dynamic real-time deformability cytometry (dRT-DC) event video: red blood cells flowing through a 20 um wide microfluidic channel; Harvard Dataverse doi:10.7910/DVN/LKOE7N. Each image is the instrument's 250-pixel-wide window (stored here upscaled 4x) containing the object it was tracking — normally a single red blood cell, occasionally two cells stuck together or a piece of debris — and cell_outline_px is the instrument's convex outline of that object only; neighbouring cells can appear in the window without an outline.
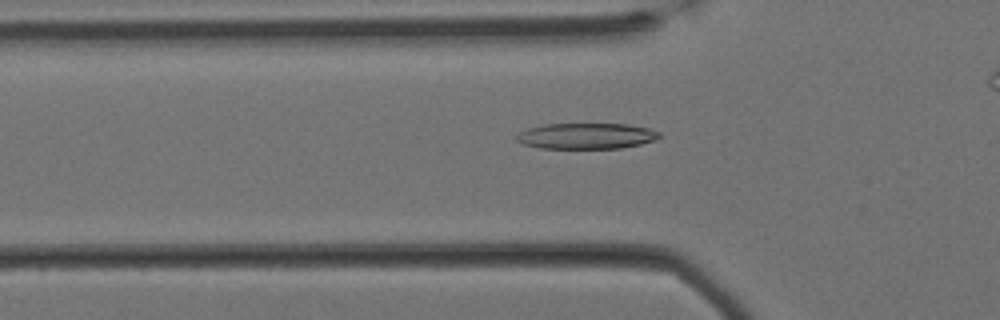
{"species": "Egyptian fruit bat (a non-hibernating species)", "species_latin": "Rousettus aegyptiacus", "temperature_condition": "cold", "stored_images_in_passage": 51, "camera_frame_rate_fps": 3000, "um_per_image_px": 0.085, "animal": {"sex": "female"}, "frame": {"image": 1, "passage_image": 19, "time_ms": 6.0, "image_size_px": [1000, 320], "cell_outline_px": [[660, 136], [656, 140], [640, 144], [620, 148], [540, 148], [524, 144], [516, 140], [516, 136], [520, 132], [528, 128], [544, 124], [628, 124], [648, 128], [660, 132]], "centroid_in_image_um": [49.85, 11.55], "position_along_channel_um": 76.0, "area_um2": 21.44}}
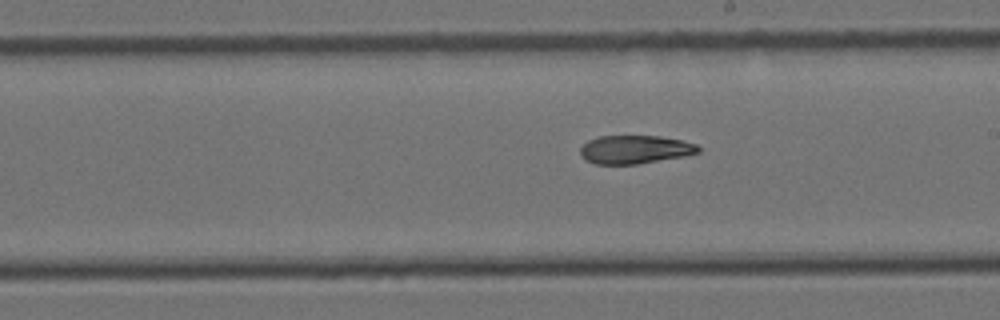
{"frame": {"image": 2, "passage_image": 33, "time_ms": 10.667, "image_size_px": [1000, 320], "cell_outline_px": [[700, 152], [684, 156], [636, 164], [596, 164], [584, 160], [580, 156], [580, 148], [588, 140], [600, 136], [660, 136], [680, 140], [696, 144], [700, 148]], "centroid_in_image_um": [53.94, 12.71], "position_along_channel_um": 235.1, "area_um2": 19.48}}
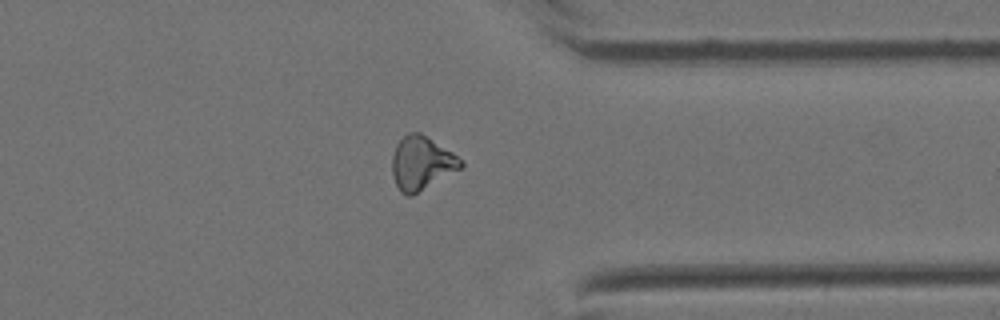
{"frame": {"image": 3, "passage_image": 46, "time_ms": 15.0, "image_size_px": [1000, 320], "cell_outline_px": [[464, 168], [412, 196], [408, 196], [400, 192], [396, 184], [392, 172], [392, 156], [396, 144], [408, 132], [420, 132], [452, 152], [464, 160]], "centroid_in_image_um": [35.86, 13.88], "position_along_channel_um": 375.5, "area_um2": 21.73}, "authors_computed_cell_mechanics": {"area_um2": 20.8658, "velocity_mm_per_s": 3.3859, "shape_relaxation_time_tau1_ms": null, "shape_relaxation_time_tau2_ms": 9.1144, "deformation_change_tau1": null, "deformation_change_tau2": 0.1771}}